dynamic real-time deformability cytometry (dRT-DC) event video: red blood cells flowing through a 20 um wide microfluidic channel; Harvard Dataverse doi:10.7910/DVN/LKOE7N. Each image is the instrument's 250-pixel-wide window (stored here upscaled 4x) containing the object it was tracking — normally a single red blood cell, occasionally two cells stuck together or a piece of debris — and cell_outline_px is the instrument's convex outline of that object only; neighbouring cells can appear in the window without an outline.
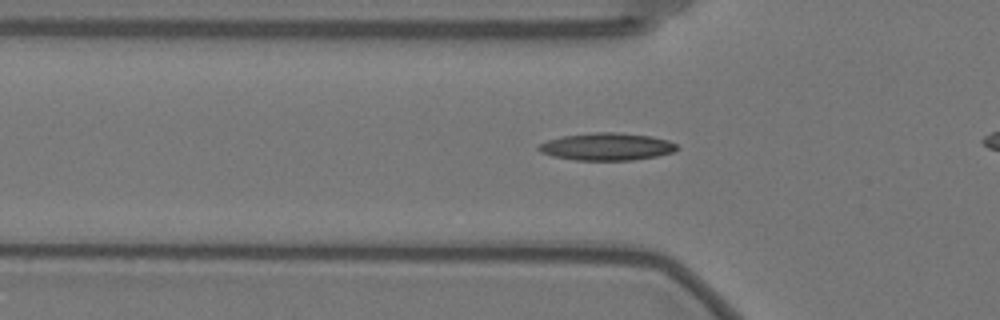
{"species": "Egyptian fruit bat (a non-hibernating species)", "species_latin": "Rousettus aegyptiacus", "temperature_condition": "warm", "stored_images_in_passage": 46, "camera_frame_rate_fps": 3000, "um_per_image_px": 0.085, "animal": {"sex": "female"}, "frame": {"image": 1, "passage_image": 18, "time_ms": 5.667, "image_size_px": [1000, 320], "cell_outline_px": [[680, 148], [672, 152], [656, 156], [632, 160], [576, 160], [552, 156], [540, 152], [536, 148], [540, 144], [548, 140], [560, 136], [592, 132], [620, 132], [652, 136], [668, 140], [676, 144]], "centroid_in_image_um": [51.57, 12.45], "position_along_channel_um": 74.2, "area_um2": 22.25}}
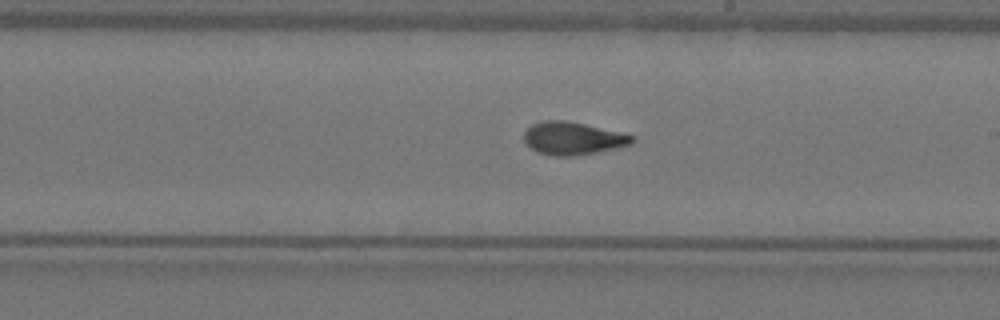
{"frame": {"image": 2, "passage_image": 32, "time_ms": 10.333, "image_size_px": [1000, 320], "cell_outline_px": [[636, 140], [632, 144], [616, 148], [576, 156], [552, 156], [536, 152], [524, 140], [524, 132], [532, 124], [544, 120], [564, 120], [584, 124], [620, 132], [636, 136]], "centroid_in_image_um": [48.71, 11.76], "position_along_channel_um": 240.3, "area_um2": 20.69}}
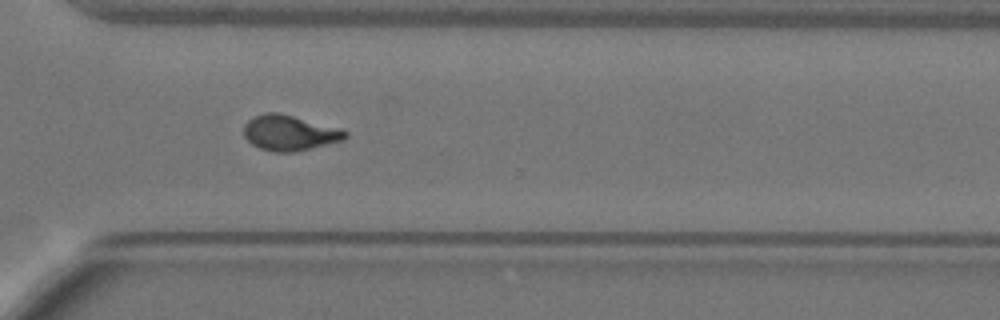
{"frame": {"image": 3, "passage_image": 41, "time_ms": 13.333, "image_size_px": [1000, 320], "cell_outline_px": [[348, 136], [344, 140], [292, 152], [272, 152], [260, 148], [252, 144], [244, 136], [244, 124], [252, 116], [268, 112], [276, 112], [292, 116], [348, 132]], "centroid_in_image_um": [24.54, 11.3], "position_along_channel_um": 346.1, "area_um2": 20.4}}